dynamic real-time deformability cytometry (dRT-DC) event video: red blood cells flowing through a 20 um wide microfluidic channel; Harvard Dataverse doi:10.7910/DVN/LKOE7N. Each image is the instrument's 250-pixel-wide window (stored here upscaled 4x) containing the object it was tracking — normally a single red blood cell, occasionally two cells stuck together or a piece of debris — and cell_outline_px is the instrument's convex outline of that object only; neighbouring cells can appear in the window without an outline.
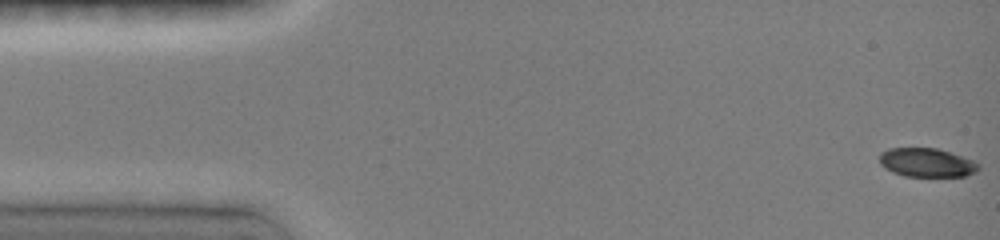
{"species": "common noctule bat (a hibernating species)", "species_latin": "Nyctalus noctula", "temperature_condition": "room temperature", "stored_images_in_passage": 30, "camera_frame_rate_fps": 3000, "um_per_image_px": 0.085, "animal": {"sex": "female", "body_mass_g": 19.0, "forearm_length_mm": 51.5}, "frame": {"image": 1, "passage_image": 1, "time_ms": 0.0, "image_size_px": [1000, 240], "cell_outline_px": [[980, 168], [976, 172], [964, 176], [904, 176], [892, 172], [884, 168], [880, 164], [880, 152], [888, 148], [936, 148], [972, 160]], "centroid_in_image_um": [78.71, 13.82], "position_along_channel_um": 6.3, "area_um2": 16.47}}
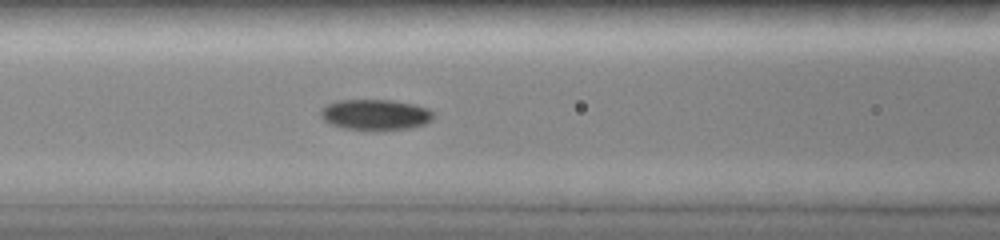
{"frame": {"image": 2, "passage_image": 19, "time_ms": 6.333, "image_size_px": [1000, 240], "cell_outline_px": [[432, 120], [424, 124], [412, 128], [376, 132], [368, 132], [344, 128], [332, 124], [324, 120], [320, 116], [320, 108], [336, 100], [392, 100], [412, 104], [428, 108], [432, 112]], "centroid_in_image_um": [31.88, 9.78], "position_along_channel_um": 134.7, "area_um2": 20.69}}
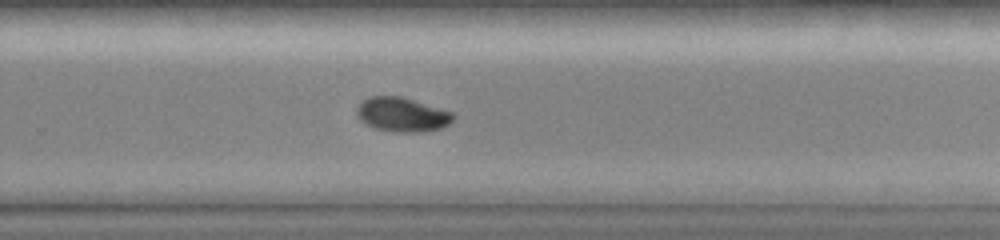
{"frame": {"image": 3, "passage_image": 30, "time_ms": 10.333, "image_size_px": [1000, 240], "cell_outline_px": [[456, 116], [448, 124], [440, 128], [424, 132], [392, 132], [376, 128], [360, 120], [356, 116], [356, 108], [368, 96], [400, 96], [452, 112]], "centroid_in_image_um": [34.16, 9.74], "position_along_channel_um": 295.6, "area_um2": 19.13}}